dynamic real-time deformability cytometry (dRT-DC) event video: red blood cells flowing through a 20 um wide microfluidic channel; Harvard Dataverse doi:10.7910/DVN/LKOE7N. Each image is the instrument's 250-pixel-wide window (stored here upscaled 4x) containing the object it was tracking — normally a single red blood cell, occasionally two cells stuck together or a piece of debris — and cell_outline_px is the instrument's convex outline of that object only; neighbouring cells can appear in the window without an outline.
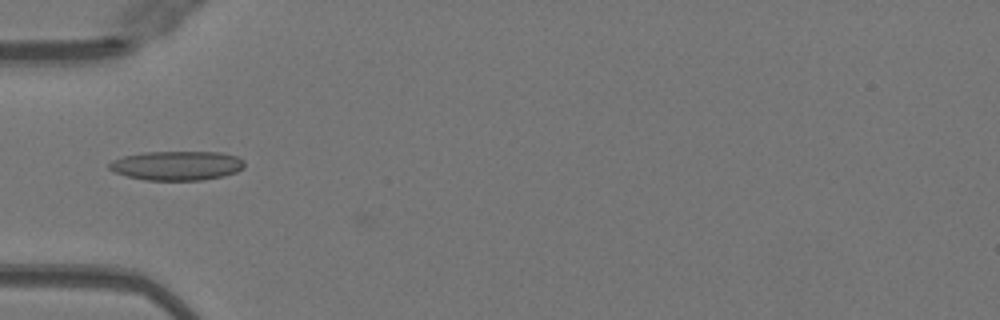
{"species": "Egyptian fruit bat (a non-hibernating species)", "species_latin": "Rousettus aegyptiacus", "temperature_condition": "warm", "stored_images_in_passage": 11, "camera_frame_rate_fps": 3000, "um_per_image_px": 0.085, "animal": {"sex": "female"}, "frame": {"image": 1, "passage_image": 9, "time_ms": 2.667, "image_size_px": [1000, 320], "cell_outline_px": [[244, 168], [236, 172], [224, 176], [204, 180], [144, 180], [128, 176], [116, 172], [108, 168], [108, 164], [112, 160], [124, 156], [144, 152], [220, 152], [236, 156], [244, 160]], "centroid_in_image_um": [15.05, 14.07], "position_along_channel_um": 69.9, "area_um2": 23.12}}